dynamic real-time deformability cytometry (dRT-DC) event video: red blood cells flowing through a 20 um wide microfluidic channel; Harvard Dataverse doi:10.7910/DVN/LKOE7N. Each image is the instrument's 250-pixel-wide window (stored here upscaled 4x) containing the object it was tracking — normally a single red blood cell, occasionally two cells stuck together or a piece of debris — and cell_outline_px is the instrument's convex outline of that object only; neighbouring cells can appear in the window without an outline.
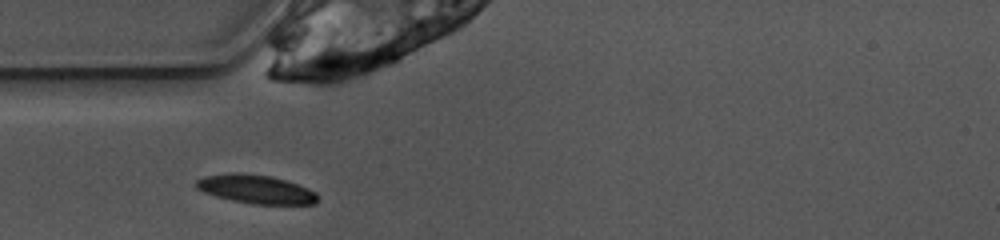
{"species": "common noctule bat (a hibernating species)", "species_latin": "Nyctalus noctula", "temperature_condition": "warm", "stored_images_in_passage": 29, "camera_frame_rate_fps": 3000, "um_per_image_px": 0.085, "animal": {"sex": "female", "body_mass_g": 10.0, "forearm_length_mm": 53.1}, "frame": {"image": 1, "passage_image": 1, "time_ms": 0.0, "image_size_px": [1000, 240], "cell_outline_px": [[320, 200], [316, 204], [252, 204], [232, 200], [216, 196], [204, 192], [196, 188], [196, 180], [204, 176], [228, 172], [240, 172], [272, 176], [308, 188], [316, 192]], "centroid_in_image_um": [21.76, 16.07], "position_along_channel_um": 63.2, "area_um2": 20.46}}
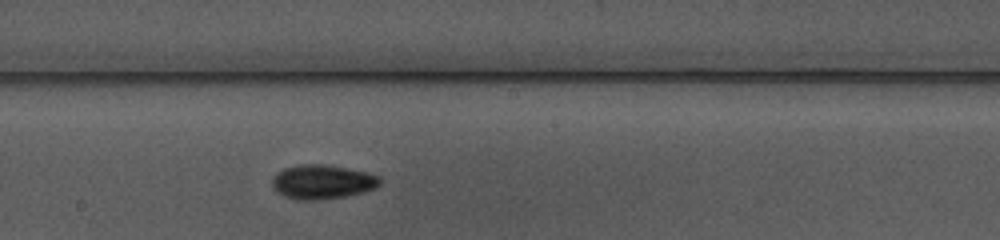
{"frame": {"image": 2, "passage_image": 13, "time_ms": 4.0, "image_size_px": [1000, 240], "cell_outline_px": [[380, 184], [376, 188], [364, 192], [344, 196], [316, 200], [296, 200], [284, 196], [276, 192], [272, 184], [272, 180], [276, 172], [284, 168], [300, 164], [324, 164], [348, 168], [368, 172], [380, 176]], "centroid_in_image_um": [27.39, 15.45], "position_along_channel_um": 220.8, "area_um2": 21.68}}
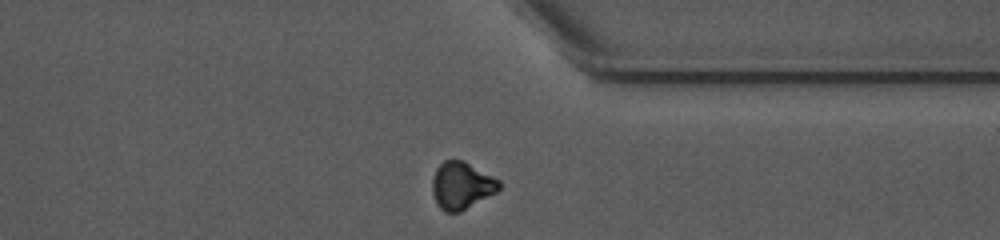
{"frame": {"image": 3, "passage_image": 25, "time_ms": 8.0, "image_size_px": [1000, 240], "cell_outline_px": [[500, 188], [496, 192], [460, 212], [444, 212], [440, 208], [432, 192], [432, 176], [436, 168], [444, 160], [464, 160], [500, 180]], "centroid_in_image_um": [39.22, 15.75], "position_along_channel_um": 372.2, "area_um2": 18.38}, "authors_computed_cell_mechanics": {"area_um2": 19.941, "velocity_mm_per_s": 3.9006, "shape_relaxation_time_tau1_ms": 2.5716, "shape_relaxation_time_tau2_ms": null, "deformation_change_tau1": 0.0972, "deformation_change_tau2": null}}